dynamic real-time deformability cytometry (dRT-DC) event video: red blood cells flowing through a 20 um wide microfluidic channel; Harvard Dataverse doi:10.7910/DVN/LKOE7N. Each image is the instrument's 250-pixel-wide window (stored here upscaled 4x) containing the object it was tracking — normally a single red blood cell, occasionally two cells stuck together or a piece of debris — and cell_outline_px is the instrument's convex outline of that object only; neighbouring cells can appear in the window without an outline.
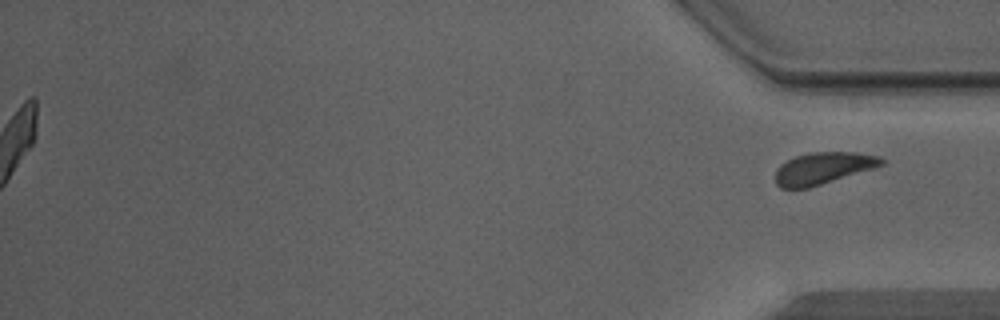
{"species": "Egyptian fruit bat (a non-hibernating species)", "species_latin": "Rousettus aegyptiacus", "temperature_condition": "warm", "stored_images_in_passage": 42, "segment_of_instrument_passage": [2, 2], "camera_frame_rate_fps": 3000, "um_per_image_px": 0.085, "animal": {"sex": "male"}, "frame": {"image": 1, "passage_image": 42, "time_ms": 13.667, "image_size_px": [1000, 320], "cell_outline_px": [[888, 160], [884, 164], [872, 168], [808, 188], [780, 188], [776, 184], [776, 168], [780, 164], [796, 156], [812, 152], [856, 152], [880, 156]], "centroid_in_image_um": [69.97, 14.28], "position_along_channel_um": 365.2, "area_um2": 19.54}}